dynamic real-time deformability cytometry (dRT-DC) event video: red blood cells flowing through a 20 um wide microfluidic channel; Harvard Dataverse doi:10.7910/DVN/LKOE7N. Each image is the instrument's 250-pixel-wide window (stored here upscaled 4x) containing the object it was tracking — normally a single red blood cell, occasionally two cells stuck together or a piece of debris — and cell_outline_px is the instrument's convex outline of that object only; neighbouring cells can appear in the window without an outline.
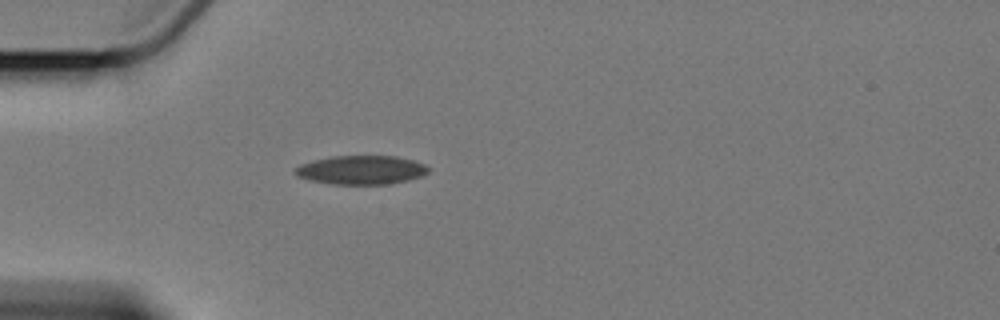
{"species": "Egyptian fruit bat (a non-hibernating species)", "species_latin": "Rousettus aegyptiacus", "temperature_condition": "cold", "stored_images_in_passage": 11, "camera_frame_rate_fps": 3000, "um_per_image_px": 0.085, "animal": {"sex": "female"}, "frame": {"image": 1, "passage_image": 4, "time_ms": 4.667, "image_size_px": [1000, 320], "cell_outline_px": [[432, 168], [424, 176], [408, 180], [388, 184], [332, 184], [312, 180], [296, 176], [292, 172], [300, 164], [312, 160], [332, 156], [396, 156], [412, 160], [424, 164]], "centroid_in_image_um": [30.72, 14.44], "position_along_channel_um": 54.3, "area_um2": 22.54}}
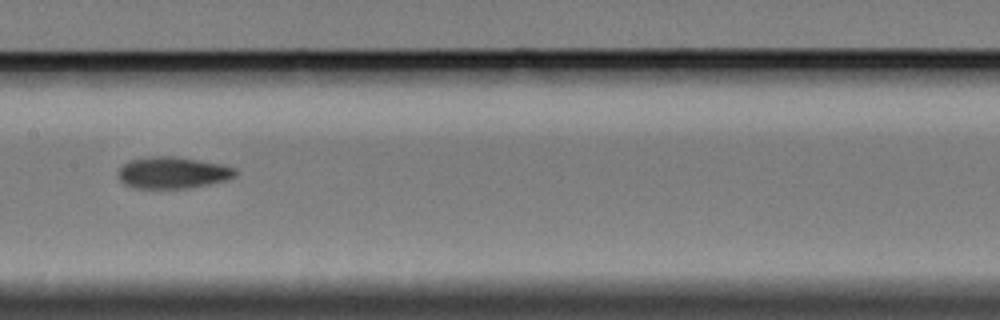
{"frame": {"image": 2, "passage_image": 8, "time_ms": 9.0, "image_size_px": [1000, 320], "cell_outline_px": [[240, 172], [236, 176], [228, 180], [212, 184], [188, 188], [132, 188], [124, 184], [120, 180], [120, 168], [128, 160], [148, 156], [176, 156], [224, 164], [236, 168]], "centroid_in_image_um": [14.76, 14.67], "position_along_channel_um": 192.6, "area_um2": 22.02}}
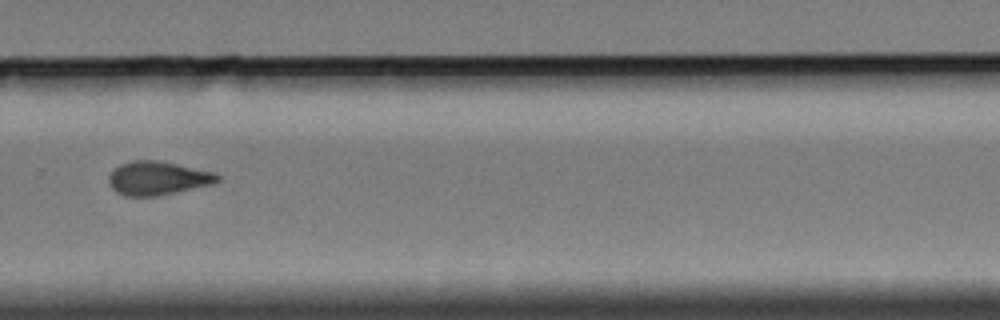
{"frame": {"image": 3, "passage_image": 11, "time_ms": 12.667, "image_size_px": [1000, 320], "cell_outline_px": [[220, 180], [212, 184], [176, 192], [156, 196], [124, 196], [116, 192], [112, 188], [108, 180], [108, 176], [120, 164], [132, 160], [156, 160], [216, 172], [220, 176]], "centroid_in_image_um": [13.41, 15.15], "position_along_channel_um": 316.4, "area_um2": 21.27}}